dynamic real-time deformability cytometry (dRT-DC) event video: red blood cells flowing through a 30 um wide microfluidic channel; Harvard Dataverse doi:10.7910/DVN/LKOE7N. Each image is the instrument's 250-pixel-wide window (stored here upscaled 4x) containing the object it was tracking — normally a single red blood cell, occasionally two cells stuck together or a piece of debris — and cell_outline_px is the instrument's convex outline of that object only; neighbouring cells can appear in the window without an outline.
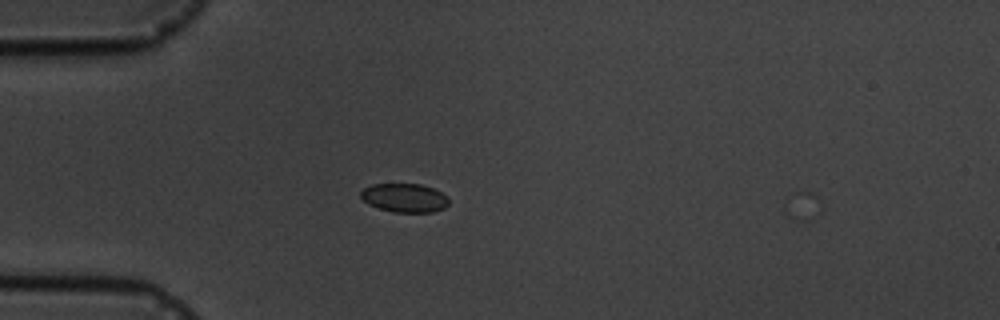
{"species": "common noctule bat (a hibernating species)", "species_latin": "Nyctalus noctula", "temperature_condition": "cold", "stored_images_in_passage": 1, "camera_frame_rate_fps": 3000, "um_per_image_px": 0.085, "animal": {"sex": "male", "body_mass_g": 19.5, "forearm_length_mm": 54.6}, "frame": {"image": 1, "passage_image": 1, "time_ms": 0.0, "image_size_px": [1000, 320], "cell_outline_px": [[448, 204], [444, 208], [432, 212], [392, 212], [368, 204], [360, 196], [360, 192], [364, 188], [372, 184], [420, 184], [432, 188], [448, 196]], "centroid_in_image_um": [34.38, 16.81], "position_along_channel_um": 50.6, "area_um2": 14.68}}